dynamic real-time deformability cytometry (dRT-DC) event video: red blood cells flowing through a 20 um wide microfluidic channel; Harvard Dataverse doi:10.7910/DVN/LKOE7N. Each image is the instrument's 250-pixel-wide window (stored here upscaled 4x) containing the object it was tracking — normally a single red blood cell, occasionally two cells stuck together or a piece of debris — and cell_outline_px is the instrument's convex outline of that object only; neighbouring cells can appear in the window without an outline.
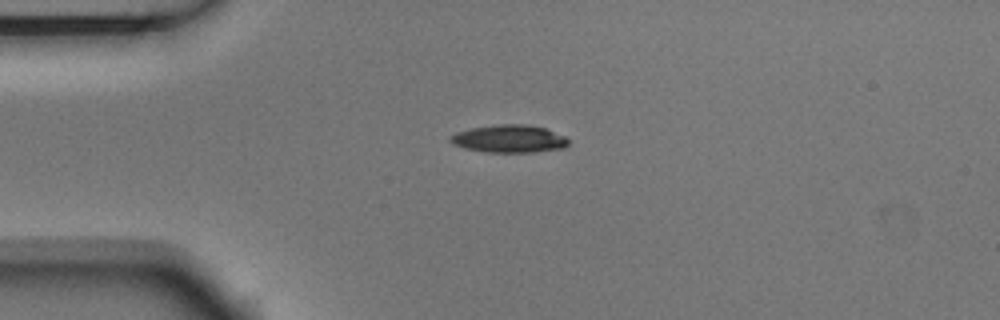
{"species": "Egyptian fruit bat (a non-hibernating species)", "species_latin": "Rousettus aegyptiacus", "temperature_condition": "room temperature", "stored_images_in_passage": 5, "camera_frame_rate_fps": 3000, "um_per_image_px": 0.085, "animal": {"sex": "male"}, "frame": {"image": 1, "passage_image": 1, "time_ms": 0.0, "image_size_px": [1000, 320], "cell_outline_px": [[568, 144], [564, 148], [532, 152], [488, 152], [464, 148], [452, 144], [448, 140], [448, 136], [456, 132], [472, 128], [500, 124], [524, 124], [544, 128], [568, 136]], "centroid_in_image_um": [43.27, 11.79], "position_along_channel_um": 41.7, "area_um2": 19.13}}
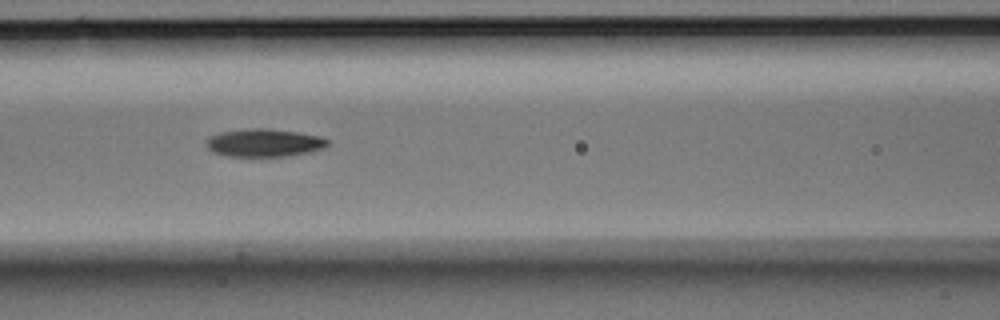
{"frame": {"image": 2, "passage_image": 4, "time_ms": 1.0, "image_size_px": [1000, 320], "cell_outline_px": [[328, 144], [324, 148], [308, 152], [288, 156], [228, 156], [212, 152], [204, 144], [212, 136], [220, 132], [252, 128], [268, 128], [296, 132], [320, 136], [328, 140]], "centroid_in_image_um": [22.45, 12.14], "position_along_channel_um": 144.2, "area_um2": 19.59}}
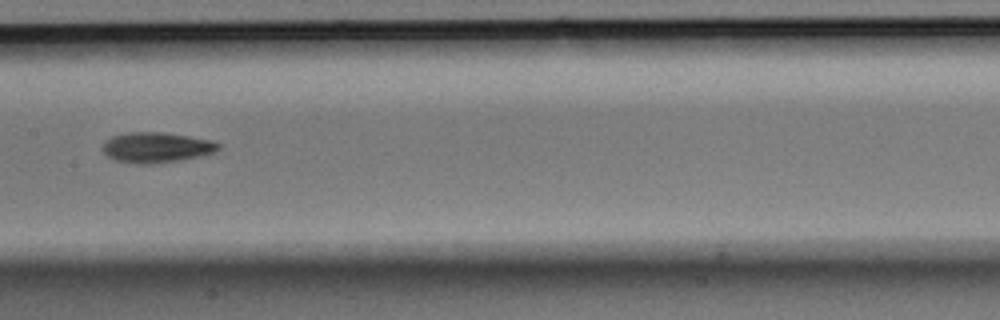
{"frame": {"image": 3, "passage_image": 5, "time_ms": 1.333, "image_size_px": [1000, 320], "cell_outline_px": [[220, 148], [212, 152], [200, 156], [156, 164], [136, 164], [116, 160], [108, 156], [100, 148], [104, 140], [112, 136], [128, 132], [164, 132], [212, 140], [220, 144]], "centroid_in_image_um": [13.25, 12.53], "position_along_channel_um": 194.2, "area_um2": 20.58}}